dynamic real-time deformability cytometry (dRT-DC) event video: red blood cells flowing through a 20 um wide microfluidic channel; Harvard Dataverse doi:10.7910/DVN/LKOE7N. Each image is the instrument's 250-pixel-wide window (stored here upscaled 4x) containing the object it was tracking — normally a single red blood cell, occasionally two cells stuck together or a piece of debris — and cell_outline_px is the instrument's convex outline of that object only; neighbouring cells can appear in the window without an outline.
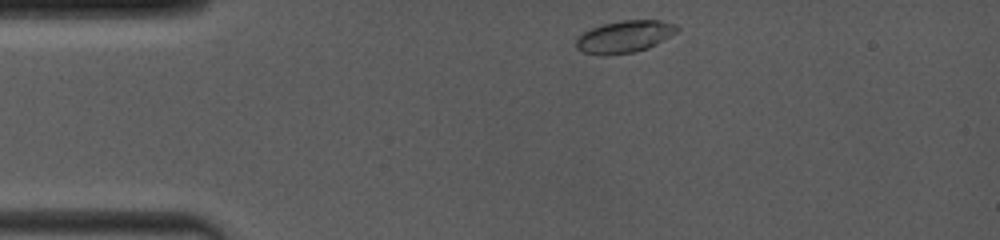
{"species": "common noctule bat (a hibernating species)", "species_latin": "Nyctalus noctula", "temperature_condition": "room temperature", "stored_images_in_passage": 31, "camera_frame_rate_fps": 4000, "um_per_image_px": 0.085, "animal": {"sex": "female", "body_mass_g": 19.0, "forearm_length_mm": 53.3}, "frame": {"image": 1, "passage_image": 1, "time_ms": 0.0, "image_size_px": [1000, 240], "cell_outline_px": [[680, 28], [676, 32], [656, 44], [648, 48], [632, 52], [604, 56], [580, 52], [576, 48], [576, 40], [584, 32], [592, 28], [604, 24], [620, 20], [660, 20], [676, 24]], "centroid_in_image_um": [53.07, 3.12], "position_along_channel_um": 31.9, "area_um2": 18.84}}
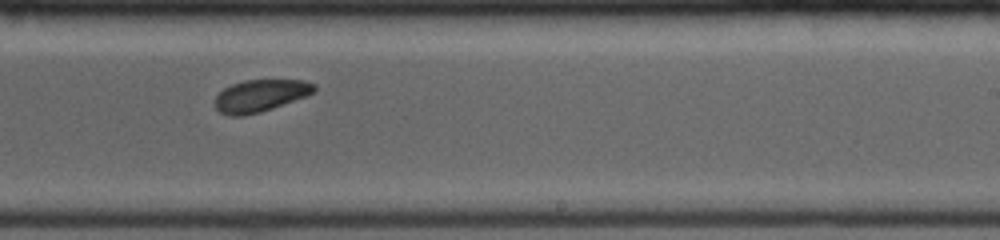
{"frame": {"image": 2, "passage_image": 19, "time_ms": 7.0, "image_size_px": [1000, 240], "cell_outline_px": [[316, 88], [312, 92], [304, 96], [272, 108], [260, 112], [244, 116], [228, 116], [220, 112], [216, 108], [216, 96], [224, 88], [232, 84], [244, 80], [304, 80], [316, 84]], "centroid_in_image_um": [22.1, 8.13], "position_along_channel_um": 266.9, "area_um2": 18.32}}
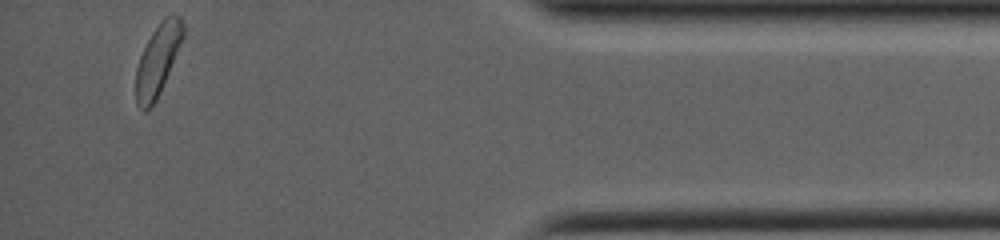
{"frame": {"image": 3, "passage_image": 31, "time_ms": 11.75, "image_size_px": [1000, 240], "cell_outline_px": [[184, 36], [160, 92], [156, 100], [144, 112], [136, 104], [136, 68], [140, 56], [152, 32], [160, 20], [164, 16], [172, 12], [180, 16], [184, 24]], "centroid_in_image_um": [13.42, 5.03], "position_along_channel_um": 421.8, "area_um2": 19.48}, "authors_computed_cell_mechanics": {"area_um2": 19.074, "velocity_mm_per_s": 4.0516, "shape_relaxation_time_tau1_ms": 4.0119, "shape_relaxation_time_tau2_ms": 4.7701, "deformation_change_tau1": 0.1314, "deformation_change_tau2": 0.088}}